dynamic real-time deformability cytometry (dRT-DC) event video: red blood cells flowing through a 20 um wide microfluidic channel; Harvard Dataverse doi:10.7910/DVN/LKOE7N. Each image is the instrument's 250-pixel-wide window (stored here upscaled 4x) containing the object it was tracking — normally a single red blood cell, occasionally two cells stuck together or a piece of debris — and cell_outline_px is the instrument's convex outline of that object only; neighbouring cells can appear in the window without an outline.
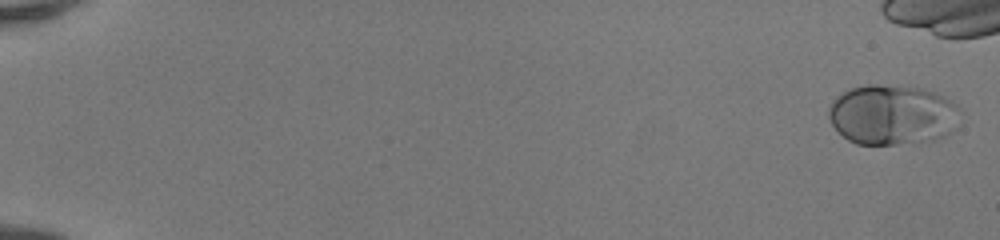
{"species": "human", "species_latin": "Homo sapiens", "temperature_condition": "room temperature", "stored_images_in_passage": 48, "camera_frame_rate_fps": 3000, "um_per_image_px": 0.085, "donor": {"sex": "female"}, "frame": {"image": 1, "passage_image": 2, "time_ms": 0.333, "image_size_px": [1000, 240], "cell_outline_px": [[956, 108], [948, 132], [944, 136], [932, 140], [896, 144], [856, 144], [848, 140], [832, 124], [828, 116], [828, 108], [836, 96], [848, 88], [868, 84], [876, 84], [920, 88], [936, 92], [952, 100], [956, 104]], "centroid_in_image_um": [75.73, 9.73], "position_along_channel_um": 9.3, "area_um2": 45.32}}
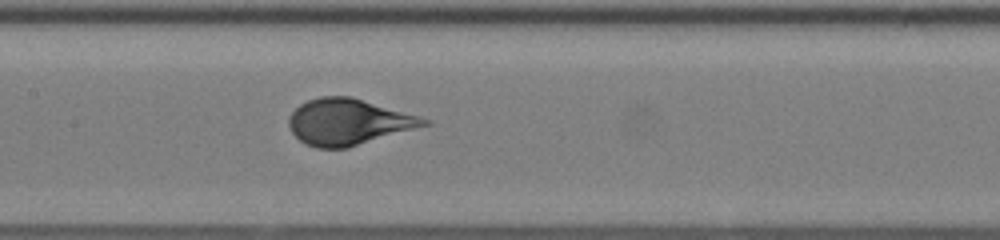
{"frame": {"image": 2, "passage_image": 28, "time_ms": 9.0, "image_size_px": [1000, 240], "cell_outline_px": [[432, 124], [348, 148], [316, 148], [304, 144], [292, 132], [288, 124], [288, 116], [300, 104], [308, 100], [320, 96], [352, 96], [420, 116], [432, 120]], "centroid_in_image_um": [29.63, 10.36], "position_along_channel_um": 177.8, "area_um2": 36.65}}
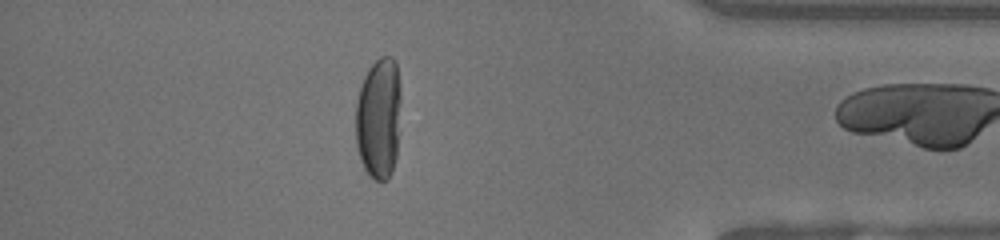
{"frame": {"image": 3, "passage_image": 46, "time_ms": 15.0, "image_size_px": [1000, 240], "cell_outline_px": [[400, 132], [396, 156], [392, 172], [388, 180], [376, 180], [368, 176], [360, 160], [356, 144], [356, 100], [364, 76], [368, 68], [380, 56], [392, 56], [396, 60], [400, 88]], "centroid_in_image_um": [32.2, 10.05], "position_along_channel_um": 403.0, "area_um2": 32.77}, "authors_computed_cell_mechanics": {"area_um2": 38.2058, "velocity_mm_per_s": 4.1604, "shape_relaxation_time_tau1_ms": 4.0658, "shape_relaxation_time_tau2_ms": null, "deformation_change_tau1": 0.2155, "deformation_change_tau2": null}}